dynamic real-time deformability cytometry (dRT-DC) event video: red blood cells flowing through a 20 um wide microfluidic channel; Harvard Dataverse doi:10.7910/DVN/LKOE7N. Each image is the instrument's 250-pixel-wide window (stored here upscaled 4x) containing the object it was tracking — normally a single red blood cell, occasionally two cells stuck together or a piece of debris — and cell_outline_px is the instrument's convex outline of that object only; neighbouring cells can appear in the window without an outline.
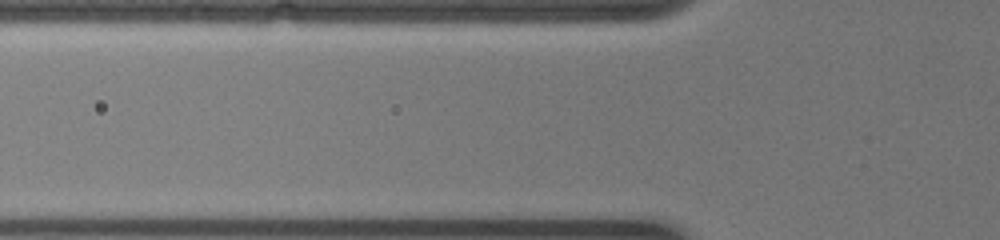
{"species": "common noctule bat (a hibernating species)", "species_latin": "Nyctalus noctula", "temperature_condition": "warm", "stored_images_in_passage": 4, "camera_frame_rate_fps": 3000, "um_per_image_px": 0.085, "animal": {"sex": "female", "body_mass_g": 19.0, "forearm_length_mm": 51.5}, "frame": {"image": 1, "passage_image": 2, "time_ms": 0.333, "image_size_px": [1000, 240], "cell_outline_px": [[628, 188], [624, 192], [516, 192], [484, 188], [480, 184], [528, 180], [596, 180]], "centroid_in_image_um": [47.23, 15.84], "position_along_channel_um": 78.6, "area_um2": 10.52}}